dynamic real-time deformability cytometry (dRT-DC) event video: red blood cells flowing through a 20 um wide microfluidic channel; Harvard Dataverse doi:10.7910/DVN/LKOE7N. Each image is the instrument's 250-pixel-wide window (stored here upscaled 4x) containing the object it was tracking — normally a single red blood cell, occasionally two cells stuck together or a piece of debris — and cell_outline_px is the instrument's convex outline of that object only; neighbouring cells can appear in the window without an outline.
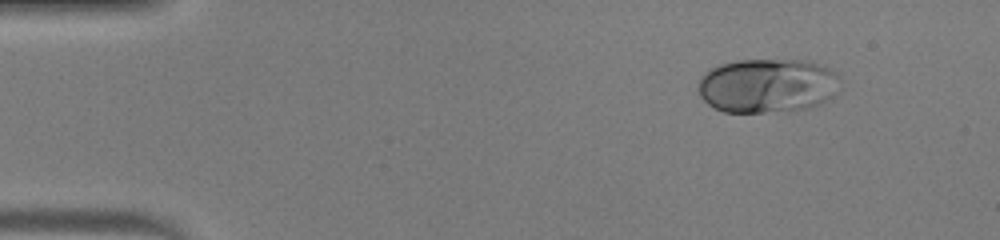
{"species": "human", "species_latin": "Homo sapiens", "temperature_condition": "warm", "stored_images_in_passage": 43, "camera_frame_rate_fps": 3000, "um_per_image_px": 0.085, "donor": {"sex": "male"}, "frame": {"image": 1, "passage_image": 1, "time_ms": 0.0, "image_size_px": [1000, 240], "cell_outline_px": [[836, 92], [832, 96], [820, 104], [808, 108], [764, 112], [724, 112], [708, 104], [700, 96], [700, 76], [704, 72], [720, 64], [736, 60], [804, 60], [828, 68], [836, 72]], "centroid_in_image_um": [65.19, 7.27], "position_along_channel_um": 19.8, "area_um2": 44.39}}
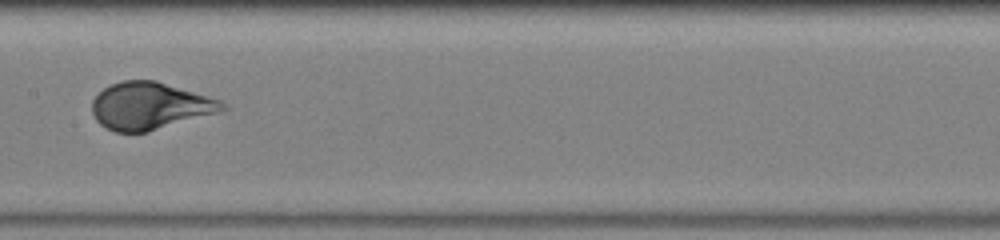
{"frame": {"image": 2, "passage_image": 20, "time_ms": 6.333, "image_size_px": [1000, 240], "cell_outline_px": [[228, 108], [220, 112], [148, 132], [116, 132], [100, 124], [96, 120], [92, 112], [92, 100], [104, 88], [120, 80], [156, 80], [220, 100], [228, 104]], "centroid_in_image_um": [12.76, 9.0], "position_along_channel_um": 194.6, "area_um2": 35.84}}
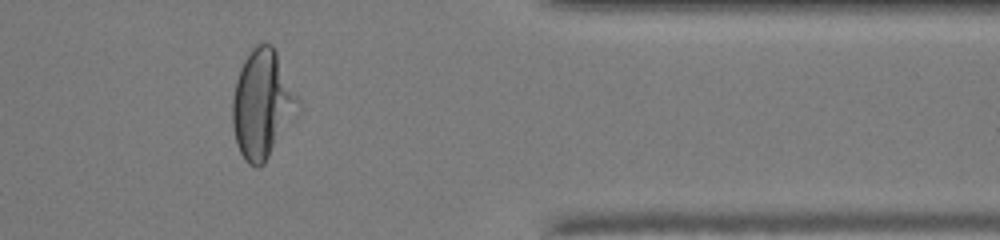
{"frame": {"image": 3, "passage_image": 35, "time_ms": 11.333, "image_size_px": [1000, 240], "cell_outline_px": [[300, 112], [264, 164], [260, 168], [256, 168], [248, 164], [244, 160], [236, 144], [232, 124], [232, 100], [236, 80], [240, 68], [244, 60], [252, 48], [256, 44], [272, 44], [300, 100]], "centroid_in_image_um": [22.3, 8.91], "position_along_channel_um": 389.1, "area_um2": 41.79}, "authors_computed_cell_mechanics": {"area_um2": 39.6508, "velocity_mm_per_s": 4.2624, "shape_relaxation_time_tau1_ms": 2.506, "shape_relaxation_time_tau2_ms": null, "deformation_change_tau1": 0.2088, "deformation_change_tau2": null}}